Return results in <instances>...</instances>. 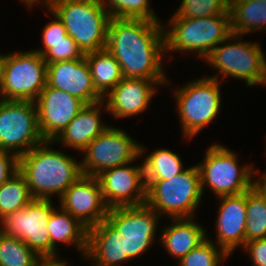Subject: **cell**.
<instances>
[{"mask_svg":"<svg viewBox=\"0 0 266 266\" xmlns=\"http://www.w3.org/2000/svg\"><path fill=\"white\" fill-rule=\"evenodd\" d=\"M106 49L120 64L124 78H170L163 67L166 56L162 21L111 17Z\"/></svg>","mask_w":266,"mask_h":266,"instance_id":"6da1fadb","label":"cell"},{"mask_svg":"<svg viewBox=\"0 0 266 266\" xmlns=\"http://www.w3.org/2000/svg\"><path fill=\"white\" fill-rule=\"evenodd\" d=\"M45 140L19 156V172L25 177L33 199H58L80 176L81 162Z\"/></svg>","mask_w":266,"mask_h":266,"instance_id":"7a4b0ae2","label":"cell"},{"mask_svg":"<svg viewBox=\"0 0 266 266\" xmlns=\"http://www.w3.org/2000/svg\"><path fill=\"white\" fill-rule=\"evenodd\" d=\"M202 75L200 78L186 81V84L171 88L168 79L165 87H170L175 100V111L179 118L181 137L190 141L216 121L223 104L222 82ZM171 83V84H170ZM221 87V88H220Z\"/></svg>","mask_w":266,"mask_h":266,"instance_id":"3957f363","label":"cell"},{"mask_svg":"<svg viewBox=\"0 0 266 266\" xmlns=\"http://www.w3.org/2000/svg\"><path fill=\"white\" fill-rule=\"evenodd\" d=\"M167 20L163 29L165 56L169 61L177 52L179 55L186 54L185 56H191L192 53L197 60L203 61L220 42L232 34L230 15L203 18L170 17Z\"/></svg>","mask_w":266,"mask_h":266,"instance_id":"277c9868","label":"cell"},{"mask_svg":"<svg viewBox=\"0 0 266 266\" xmlns=\"http://www.w3.org/2000/svg\"><path fill=\"white\" fill-rule=\"evenodd\" d=\"M242 37L232 33L208 54L203 62L217 73L205 76L221 82L233 78L243 81L246 87H266V52L259 41H244Z\"/></svg>","mask_w":266,"mask_h":266,"instance_id":"5b68a950","label":"cell"},{"mask_svg":"<svg viewBox=\"0 0 266 266\" xmlns=\"http://www.w3.org/2000/svg\"><path fill=\"white\" fill-rule=\"evenodd\" d=\"M146 204L161 217H196L203 192L197 164L187 167L169 180H145Z\"/></svg>","mask_w":266,"mask_h":266,"instance_id":"8992f818","label":"cell"},{"mask_svg":"<svg viewBox=\"0 0 266 266\" xmlns=\"http://www.w3.org/2000/svg\"><path fill=\"white\" fill-rule=\"evenodd\" d=\"M238 159L236 151L220 142L206 148L201 162H197L203 195L207 189L216 198L239 195L253 187L255 165L253 162L240 165Z\"/></svg>","mask_w":266,"mask_h":266,"instance_id":"52a82bcc","label":"cell"},{"mask_svg":"<svg viewBox=\"0 0 266 266\" xmlns=\"http://www.w3.org/2000/svg\"><path fill=\"white\" fill-rule=\"evenodd\" d=\"M50 10L84 54L106 48L111 17L101 0H61Z\"/></svg>","mask_w":266,"mask_h":266,"instance_id":"ba28073f","label":"cell"},{"mask_svg":"<svg viewBox=\"0 0 266 266\" xmlns=\"http://www.w3.org/2000/svg\"><path fill=\"white\" fill-rule=\"evenodd\" d=\"M47 85V63L38 52H0V99L35 101Z\"/></svg>","mask_w":266,"mask_h":266,"instance_id":"9c48e42d","label":"cell"},{"mask_svg":"<svg viewBox=\"0 0 266 266\" xmlns=\"http://www.w3.org/2000/svg\"><path fill=\"white\" fill-rule=\"evenodd\" d=\"M163 218L146 203L137 206L115 207L108 210L106 220L122 236L125 254L133 259L144 255L159 242L155 235ZM160 221V223H159ZM157 238V240H156ZM156 241V242H155Z\"/></svg>","mask_w":266,"mask_h":266,"instance_id":"30bf717a","label":"cell"},{"mask_svg":"<svg viewBox=\"0 0 266 266\" xmlns=\"http://www.w3.org/2000/svg\"><path fill=\"white\" fill-rule=\"evenodd\" d=\"M141 143L126 129L110 125L82 151V175L97 176L102 171L136 162L140 157ZM136 160V161H135Z\"/></svg>","mask_w":266,"mask_h":266,"instance_id":"8fae6325","label":"cell"},{"mask_svg":"<svg viewBox=\"0 0 266 266\" xmlns=\"http://www.w3.org/2000/svg\"><path fill=\"white\" fill-rule=\"evenodd\" d=\"M44 141L34 101L0 99V150L21 156Z\"/></svg>","mask_w":266,"mask_h":266,"instance_id":"7c38bea8","label":"cell"},{"mask_svg":"<svg viewBox=\"0 0 266 266\" xmlns=\"http://www.w3.org/2000/svg\"><path fill=\"white\" fill-rule=\"evenodd\" d=\"M49 199H33L26 207L7 214L0 220V231L19 238L41 259H50L47 229L51 213L58 207Z\"/></svg>","mask_w":266,"mask_h":266,"instance_id":"4fadbf2b","label":"cell"},{"mask_svg":"<svg viewBox=\"0 0 266 266\" xmlns=\"http://www.w3.org/2000/svg\"><path fill=\"white\" fill-rule=\"evenodd\" d=\"M106 206L110 208L137 206L146 202L143 163L132 162L106 169L96 176Z\"/></svg>","mask_w":266,"mask_h":266,"instance_id":"5bb4252c","label":"cell"},{"mask_svg":"<svg viewBox=\"0 0 266 266\" xmlns=\"http://www.w3.org/2000/svg\"><path fill=\"white\" fill-rule=\"evenodd\" d=\"M57 200L62 210L78 219L88 229L106 220L109 210L95 176H80Z\"/></svg>","mask_w":266,"mask_h":266,"instance_id":"9a60e30c","label":"cell"},{"mask_svg":"<svg viewBox=\"0 0 266 266\" xmlns=\"http://www.w3.org/2000/svg\"><path fill=\"white\" fill-rule=\"evenodd\" d=\"M34 102L40 133L45 140H54L86 106L78 97L48 85Z\"/></svg>","mask_w":266,"mask_h":266,"instance_id":"2e32d148","label":"cell"},{"mask_svg":"<svg viewBox=\"0 0 266 266\" xmlns=\"http://www.w3.org/2000/svg\"><path fill=\"white\" fill-rule=\"evenodd\" d=\"M168 81L123 78L104 98L107 114L117 120L142 115Z\"/></svg>","mask_w":266,"mask_h":266,"instance_id":"e0dca14e","label":"cell"},{"mask_svg":"<svg viewBox=\"0 0 266 266\" xmlns=\"http://www.w3.org/2000/svg\"><path fill=\"white\" fill-rule=\"evenodd\" d=\"M217 208L215 239L207 238L218 245L229 257L245 244L246 192L239 195L220 196ZM239 247V248H238Z\"/></svg>","mask_w":266,"mask_h":266,"instance_id":"ac0fdd59","label":"cell"},{"mask_svg":"<svg viewBox=\"0 0 266 266\" xmlns=\"http://www.w3.org/2000/svg\"><path fill=\"white\" fill-rule=\"evenodd\" d=\"M47 85L76 96L86 104L103 100L96 91L86 58L47 64Z\"/></svg>","mask_w":266,"mask_h":266,"instance_id":"d6986e66","label":"cell"},{"mask_svg":"<svg viewBox=\"0 0 266 266\" xmlns=\"http://www.w3.org/2000/svg\"><path fill=\"white\" fill-rule=\"evenodd\" d=\"M102 112H107L103 100L86 104L53 142L60 144L61 148L68 147L72 151L82 153L91 141L110 126L107 121L103 122Z\"/></svg>","mask_w":266,"mask_h":266,"instance_id":"ffe728a7","label":"cell"},{"mask_svg":"<svg viewBox=\"0 0 266 266\" xmlns=\"http://www.w3.org/2000/svg\"><path fill=\"white\" fill-rule=\"evenodd\" d=\"M84 260L89 266H123V263L130 262L122 236L107 220L88 229Z\"/></svg>","mask_w":266,"mask_h":266,"instance_id":"44dd1931","label":"cell"},{"mask_svg":"<svg viewBox=\"0 0 266 266\" xmlns=\"http://www.w3.org/2000/svg\"><path fill=\"white\" fill-rule=\"evenodd\" d=\"M170 220L169 225H163L160 231L159 243L166 253L178 262L207 238L208 230L196 217Z\"/></svg>","mask_w":266,"mask_h":266,"instance_id":"7402d4cb","label":"cell"},{"mask_svg":"<svg viewBox=\"0 0 266 266\" xmlns=\"http://www.w3.org/2000/svg\"><path fill=\"white\" fill-rule=\"evenodd\" d=\"M46 227L50 238V259L62 258L58 248L60 243L65 247L72 246L75 250L77 249V253L84 259L87 250L88 228L78 219L58 206L51 213Z\"/></svg>","mask_w":266,"mask_h":266,"instance_id":"603a6c76","label":"cell"},{"mask_svg":"<svg viewBox=\"0 0 266 266\" xmlns=\"http://www.w3.org/2000/svg\"><path fill=\"white\" fill-rule=\"evenodd\" d=\"M229 13L231 31L235 35L266 31V0L231 2Z\"/></svg>","mask_w":266,"mask_h":266,"instance_id":"cb8c5ba5","label":"cell"},{"mask_svg":"<svg viewBox=\"0 0 266 266\" xmlns=\"http://www.w3.org/2000/svg\"><path fill=\"white\" fill-rule=\"evenodd\" d=\"M92 82L96 91L104 98L124 78L120 64L105 48L85 54Z\"/></svg>","mask_w":266,"mask_h":266,"instance_id":"d4e9b609","label":"cell"},{"mask_svg":"<svg viewBox=\"0 0 266 266\" xmlns=\"http://www.w3.org/2000/svg\"><path fill=\"white\" fill-rule=\"evenodd\" d=\"M145 147L141 143L140 157L145 156L142 162L145 180H169L187 168L180 155L172 149L156 148L146 156Z\"/></svg>","mask_w":266,"mask_h":266,"instance_id":"484cf974","label":"cell"},{"mask_svg":"<svg viewBox=\"0 0 266 266\" xmlns=\"http://www.w3.org/2000/svg\"><path fill=\"white\" fill-rule=\"evenodd\" d=\"M32 200L25 177L17 172L0 187V220L26 207Z\"/></svg>","mask_w":266,"mask_h":266,"instance_id":"4316f807","label":"cell"},{"mask_svg":"<svg viewBox=\"0 0 266 266\" xmlns=\"http://www.w3.org/2000/svg\"><path fill=\"white\" fill-rule=\"evenodd\" d=\"M245 243L266 238V199L253 186L246 192Z\"/></svg>","mask_w":266,"mask_h":266,"instance_id":"83f0119b","label":"cell"},{"mask_svg":"<svg viewBox=\"0 0 266 266\" xmlns=\"http://www.w3.org/2000/svg\"><path fill=\"white\" fill-rule=\"evenodd\" d=\"M41 260L25 242L0 231V266H36Z\"/></svg>","mask_w":266,"mask_h":266,"instance_id":"f1b7e54d","label":"cell"},{"mask_svg":"<svg viewBox=\"0 0 266 266\" xmlns=\"http://www.w3.org/2000/svg\"><path fill=\"white\" fill-rule=\"evenodd\" d=\"M151 0H101L110 17L161 21Z\"/></svg>","mask_w":266,"mask_h":266,"instance_id":"f546056e","label":"cell"},{"mask_svg":"<svg viewBox=\"0 0 266 266\" xmlns=\"http://www.w3.org/2000/svg\"><path fill=\"white\" fill-rule=\"evenodd\" d=\"M228 0H180L171 17L203 18L230 15Z\"/></svg>","mask_w":266,"mask_h":266,"instance_id":"4dcf8cb0","label":"cell"},{"mask_svg":"<svg viewBox=\"0 0 266 266\" xmlns=\"http://www.w3.org/2000/svg\"><path fill=\"white\" fill-rule=\"evenodd\" d=\"M228 257L218 245L206 238L182 257L177 266H223Z\"/></svg>","mask_w":266,"mask_h":266,"instance_id":"1f68e13d","label":"cell"},{"mask_svg":"<svg viewBox=\"0 0 266 266\" xmlns=\"http://www.w3.org/2000/svg\"><path fill=\"white\" fill-rule=\"evenodd\" d=\"M46 63L76 60L85 57L78 44L67 35L64 41L50 43V48L42 55Z\"/></svg>","mask_w":266,"mask_h":266,"instance_id":"d6a6232c","label":"cell"},{"mask_svg":"<svg viewBox=\"0 0 266 266\" xmlns=\"http://www.w3.org/2000/svg\"><path fill=\"white\" fill-rule=\"evenodd\" d=\"M47 11L46 15H52L51 21L46 23V25L42 28V47L33 49V51L40 53L43 55L49 48L50 43H58L64 41V38L67 36V30L63 25L62 21L56 16V14L50 9H45ZM50 13V14H49Z\"/></svg>","mask_w":266,"mask_h":266,"instance_id":"836d02e7","label":"cell"},{"mask_svg":"<svg viewBox=\"0 0 266 266\" xmlns=\"http://www.w3.org/2000/svg\"><path fill=\"white\" fill-rule=\"evenodd\" d=\"M19 172V156L0 150V187Z\"/></svg>","mask_w":266,"mask_h":266,"instance_id":"e575fe53","label":"cell"},{"mask_svg":"<svg viewBox=\"0 0 266 266\" xmlns=\"http://www.w3.org/2000/svg\"><path fill=\"white\" fill-rule=\"evenodd\" d=\"M241 251L247 252L251 266H266V238L246 242Z\"/></svg>","mask_w":266,"mask_h":266,"instance_id":"d590c367","label":"cell"},{"mask_svg":"<svg viewBox=\"0 0 266 266\" xmlns=\"http://www.w3.org/2000/svg\"><path fill=\"white\" fill-rule=\"evenodd\" d=\"M259 174V175H258ZM253 186L266 199V170L262 174L260 170L254 169V183Z\"/></svg>","mask_w":266,"mask_h":266,"instance_id":"8d00e7d4","label":"cell"},{"mask_svg":"<svg viewBox=\"0 0 266 266\" xmlns=\"http://www.w3.org/2000/svg\"><path fill=\"white\" fill-rule=\"evenodd\" d=\"M21 4L23 3L24 7L26 6L27 9H32L33 7L38 6V4L45 9H51L55 4L60 2L61 0H19Z\"/></svg>","mask_w":266,"mask_h":266,"instance_id":"74e56055","label":"cell"},{"mask_svg":"<svg viewBox=\"0 0 266 266\" xmlns=\"http://www.w3.org/2000/svg\"><path fill=\"white\" fill-rule=\"evenodd\" d=\"M36 266H71L65 258L42 259Z\"/></svg>","mask_w":266,"mask_h":266,"instance_id":"f35d334b","label":"cell"},{"mask_svg":"<svg viewBox=\"0 0 266 266\" xmlns=\"http://www.w3.org/2000/svg\"><path fill=\"white\" fill-rule=\"evenodd\" d=\"M247 1H251V0H234L233 2H247Z\"/></svg>","mask_w":266,"mask_h":266,"instance_id":"ab89813d","label":"cell"}]
</instances>
